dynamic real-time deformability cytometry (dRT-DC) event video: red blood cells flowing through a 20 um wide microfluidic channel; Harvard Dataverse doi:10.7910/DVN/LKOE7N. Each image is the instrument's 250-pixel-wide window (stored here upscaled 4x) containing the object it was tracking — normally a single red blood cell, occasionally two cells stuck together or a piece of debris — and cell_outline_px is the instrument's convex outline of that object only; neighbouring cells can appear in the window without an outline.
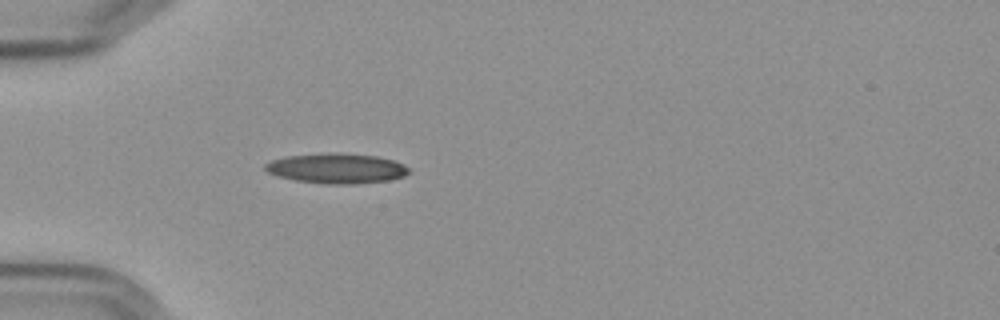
{"species": "Egyptian fruit bat (a non-hibernating species)", "species_latin": "Rousettus aegyptiacus", "temperature_condition": "cold", "stored_images_in_passage": 40, "camera_frame_rate_fps": 3000, "um_per_image_px": 0.085, "frame": {"image": 1, "passage_image": 1, "time_ms": 0.0, "image_size_px": [1000, 320], "cell_outline_px": [[412, 172], [404, 176], [388, 180], [356, 184], [328, 184], [296, 180], [280, 176], [268, 172], [264, 168], [264, 164], [272, 160], [284, 156], [376, 156], [392, 160], [404, 164]], "centroid_in_image_um": [28.65, 14.37], "position_along_channel_um": 56.3, "area_um2": 23.81}}
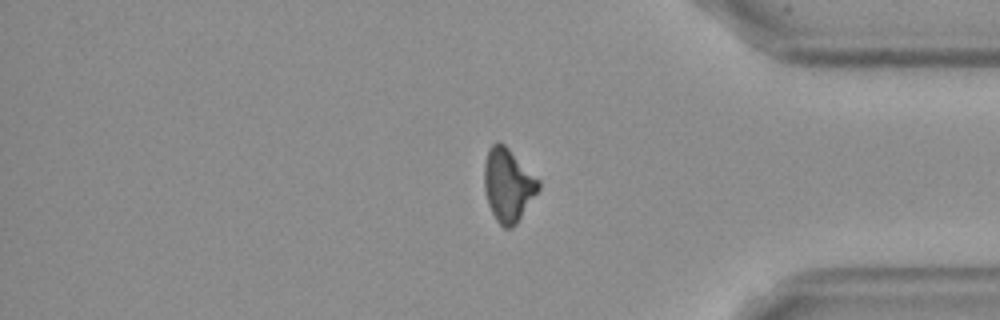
{"frame": {"image": 2, "passage_image": 31, "time_ms": 10.0, "image_size_px": [1000, 320], "cell_outline_px": [[540, 188], [516, 224], [512, 228], [504, 228], [496, 220], [488, 204], [484, 188], [484, 164], [488, 148], [496, 140], [504, 144], [540, 180]], "centroid_in_image_um": [43.17, 15.71], "position_along_channel_um": 392.0, "area_um2": 23.12}}
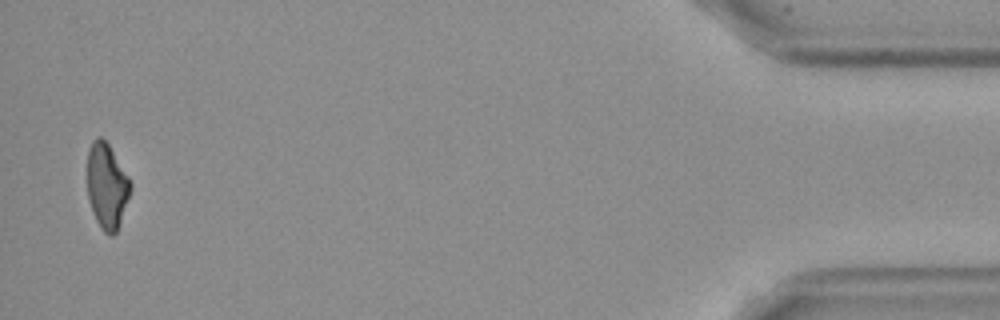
{"frame": {"image": 3, "passage_image": 39, "time_ms": 12.667, "image_size_px": [1000, 320], "cell_outline_px": [[132, 188], [116, 232], [112, 236], [108, 236], [100, 228], [96, 220], [88, 200], [88, 148], [92, 140], [96, 136], [100, 136], [108, 144], [128, 176], [132, 184]], "centroid_in_image_um": [9.07, 15.81], "position_along_channel_um": 426.1, "area_um2": 21.39}, "authors_computed_cell_mechanics": {"area_um2": 23.4668, "velocity_mm_per_s": 3.6142, "shape_relaxation_time_tau1_ms": 9.9529, "shape_relaxation_time_tau2_ms": 6.0872, "deformation_change_tau1": 0.1918, "deformation_change_tau2": 0.1648}}